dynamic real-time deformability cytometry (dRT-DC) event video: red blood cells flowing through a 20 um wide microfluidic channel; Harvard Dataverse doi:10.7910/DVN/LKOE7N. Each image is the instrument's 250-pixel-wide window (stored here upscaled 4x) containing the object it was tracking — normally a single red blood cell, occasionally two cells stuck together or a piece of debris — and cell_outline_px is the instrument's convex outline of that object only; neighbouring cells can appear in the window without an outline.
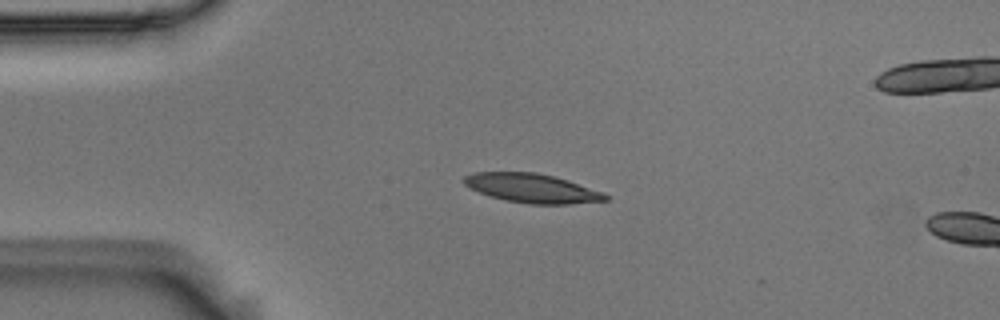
{"species": "Egyptian fruit bat (a non-hibernating species)", "species_latin": "Rousettus aegyptiacus", "temperature_condition": "room temperature", "stored_images_in_passage": 2, "camera_frame_rate_fps": 3000, "um_per_image_px": 0.085, "animal": {"sex": "male"}, "frame": {"image": 1, "passage_image": 1, "time_ms": 0.0, "image_size_px": [1000, 320], "cell_outline_px": [[608, 200], [568, 204], [528, 204], [504, 200], [488, 196], [464, 184], [460, 180], [464, 176], [476, 172], [536, 172], [568, 180], [604, 192], [608, 196]], "centroid_in_image_um": [45.21, 16.0], "position_along_channel_um": 39.8, "area_um2": 23.99}}